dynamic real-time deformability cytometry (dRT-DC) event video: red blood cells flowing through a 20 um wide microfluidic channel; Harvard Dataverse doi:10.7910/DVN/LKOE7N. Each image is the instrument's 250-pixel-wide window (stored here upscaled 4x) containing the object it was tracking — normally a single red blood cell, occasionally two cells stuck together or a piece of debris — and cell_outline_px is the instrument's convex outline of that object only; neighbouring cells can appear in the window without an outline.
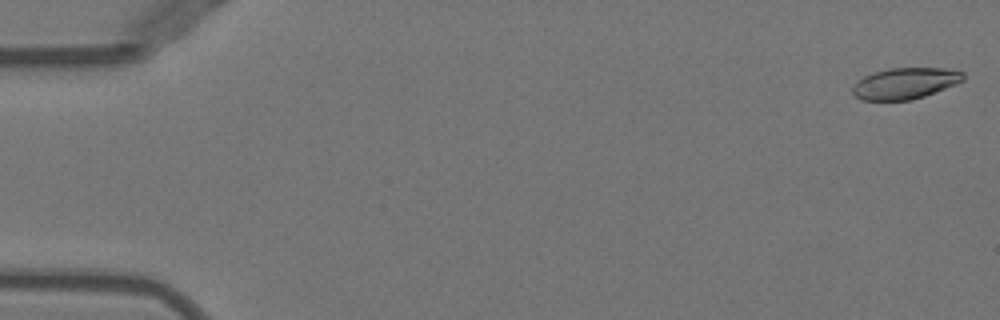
{"species": "Egyptian fruit bat (a non-hibernating species)", "species_latin": "Rousettus aegyptiacus", "temperature_condition": "warm", "stored_images_in_passage": 51, "camera_frame_rate_fps": 3000, "um_per_image_px": 0.085, "animal": {"sex": "female"}, "frame": {"image": 1, "passage_image": 1, "time_ms": 0.0, "image_size_px": [1000, 320], "cell_outline_px": [[964, 80], [956, 84], [924, 96], [912, 100], [860, 100], [852, 92], [852, 88], [864, 76], [872, 72], [888, 68], [944, 68], [964, 72]], "centroid_in_image_um": [76.94, 7.08], "position_along_channel_um": 8.1, "area_um2": 20.06}}
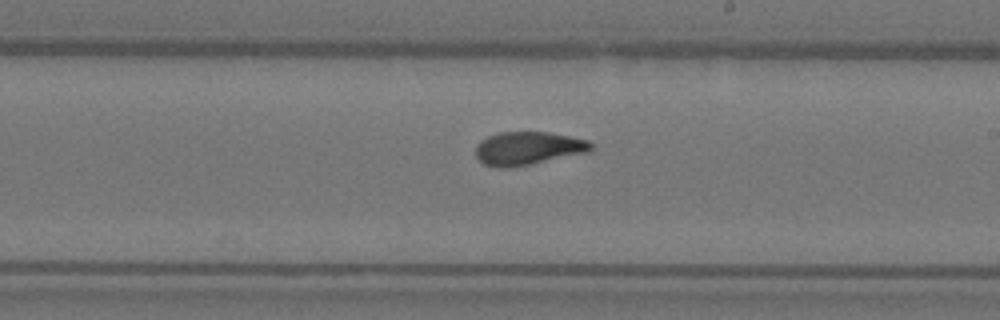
{"frame": {"image": 2, "passage_image": 30, "time_ms": 9.667, "image_size_px": [1000, 320], "cell_outline_px": [[592, 152], [532, 164], [508, 168], [496, 168], [484, 164], [476, 156], [476, 144], [480, 140], [488, 136], [500, 132], [548, 132], [588, 140], [592, 144]], "centroid_in_image_um": [44.89, 12.62], "position_along_channel_um": 244.1, "area_um2": 22.6}}
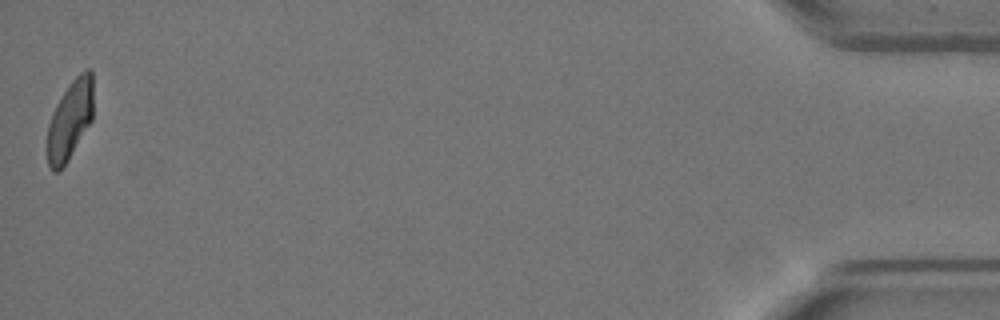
{"frame": {"image": 3, "passage_image": 51, "time_ms": 16.667, "image_size_px": [1000, 320], "cell_outline_px": [[92, 120], [68, 160], [60, 172], [52, 172], [48, 164], [48, 124], [52, 112], [56, 104], [68, 84], [84, 68], [92, 68]], "centroid_in_image_um": [5.95, 10.18], "position_along_channel_um": 429.3, "area_um2": 21.27}, "authors_computed_cell_mechanics": {"area_um2": 22.1952, "velocity_mm_per_s": 3.9791, "shape_relaxation_time_tau1_ms": 4.098, "shape_relaxation_time_tau2_ms": 1.2934, "deformation_change_tau1": 0.1762, "deformation_change_tau2": 0.0658}}